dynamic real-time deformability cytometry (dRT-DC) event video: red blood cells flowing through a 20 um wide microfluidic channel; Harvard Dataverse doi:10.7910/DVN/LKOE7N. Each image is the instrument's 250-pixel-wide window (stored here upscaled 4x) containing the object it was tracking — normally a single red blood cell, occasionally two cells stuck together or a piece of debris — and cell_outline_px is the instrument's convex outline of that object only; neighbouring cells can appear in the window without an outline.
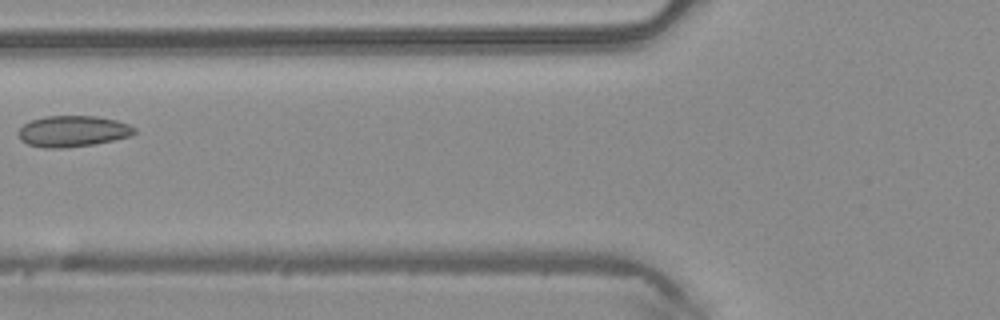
{"species": "common noctule bat (a hibernating species)", "species_latin": "Nyctalus noctula", "temperature_condition": "warm", "stored_images_in_passage": 3, "camera_frame_rate_fps": 3000, "um_per_image_px": 0.085, "animal": {"sex": "male", "body_mass_g": 20.4}, "frame": {"image": 1, "passage_image": 3, "time_ms": 0.667, "image_size_px": [1000, 320], "cell_outline_px": [[136, 132], [128, 136], [112, 140], [92, 144], [64, 148], [44, 148], [28, 144], [20, 140], [20, 128], [24, 124], [32, 120], [44, 116], [96, 116], [116, 120], [128, 124], [136, 128]], "centroid_in_image_um": [6.18, 11.15], "position_along_channel_um": 119.6, "area_um2": 20.81}}